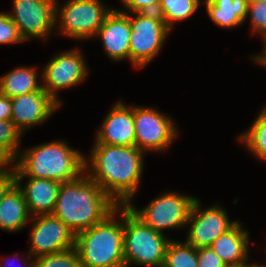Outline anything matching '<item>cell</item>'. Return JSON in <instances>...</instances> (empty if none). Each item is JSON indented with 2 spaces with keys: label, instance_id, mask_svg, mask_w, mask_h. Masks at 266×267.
Segmentation results:
<instances>
[{
  "label": "cell",
  "instance_id": "1",
  "mask_svg": "<svg viewBox=\"0 0 266 267\" xmlns=\"http://www.w3.org/2000/svg\"><path fill=\"white\" fill-rule=\"evenodd\" d=\"M91 148L85 155V173L118 206H127L141 185L147 154L135 146L93 144Z\"/></svg>",
  "mask_w": 266,
  "mask_h": 267
},
{
  "label": "cell",
  "instance_id": "2",
  "mask_svg": "<svg viewBox=\"0 0 266 267\" xmlns=\"http://www.w3.org/2000/svg\"><path fill=\"white\" fill-rule=\"evenodd\" d=\"M117 206L84 172L60 184L52 215L77 234L102 222Z\"/></svg>",
  "mask_w": 266,
  "mask_h": 267
},
{
  "label": "cell",
  "instance_id": "3",
  "mask_svg": "<svg viewBox=\"0 0 266 267\" xmlns=\"http://www.w3.org/2000/svg\"><path fill=\"white\" fill-rule=\"evenodd\" d=\"M84 161V153L58 139L20 150L13 165L15 177L44 178L62 183L83 174Z\"/></svg>",
  "mask_w": 266,
  "mask_h": 267
},
{
  "label": "cell",
  "instance_id": "4",
  "mask_svg": "<svg viewBox=\"0 0 266 267\" xmlns=\"http://www.w3.org/2000/svg\"><path fill=\"white\" fill-rule=\"evenodd\" d=\"M123 238L124 206H117L102 222L75 234L74 248L83 267H126Z\"/></svg>",
  "mask_w": 266,
  "mask_h": 267
},
{
  "label": "cell",
  "instance_id": "5",
  "mask_svg": "<svg viewBox=\"0 0 266 267\" xmlns=\"http://www.w3.org/2000/svg\"><path fill=\"white\" fill-rule=\"evenodd\" d=\"M166 235L153 230L124 206L125 266L162 267L168 243Z\"/></svg>",
  "mask_w": 266,
  "mask_h": 267
},
{
  "label": "cell",
  "instance_id": "6",
  "mask_svg": "<svg viewBox=\"0 0 266 267\" xmlns=\"http://www.w3.org/2000/svg\"><path fill=\"white\" fill-rule=\"evenodd\" d=\"M108 6L101 0H65L62 5L56 0L55 30L76 41L91 40L114 8Z\"/></svg>",
  "mask_w": 266,
  "mask_h": 267
},
{
  "label": "cell",
  "instance_id": "7",
  "mask_svg": "<svg viewBox=\"0 0 266 267\" xmlns=\"http://www.w3.org/2000/svg\"><path fill=\"white\" fill-rule=\"evenodd\" d=\"M125 13L131 26L130 62L142 69L160 54L171 30L158 12Z\"/></svg>",
  "mask_w": 266,
  "mask_h": 267
},
{
  "label": "cell",
  "instance_id": "8",
  "mask_svg": "<svg viewBox=\"0 0 266 267\" xmlns=\"http://www.w3.org/2000/svg\"><path fill=\"white\" fill-rule=\"evenodd\" d=\"M197 198L177 191H165L159 194L142 209L131 201L127 206L153 230L165 235L166 230H179L187 226L189 215Z\"/></svg>",
  "mask_w": 266,
  "mask_h": 267
},
{
  "label": "cell",
  "instance_id": "9",
  "mask_svg": "<svg viewBox=\"0 0 266 267\" xmlns=\"http://www.w3.org/2000/svg\"><path fill=\"white\" fill-rule=\"evenodd\" d=\"M80 51V48L68 49L52 56V59L42 68L41 81L42 88L49 94L60 106L63 105L59 97L60 91L71 87H77L88 78L89 66Z\"/></svg>",
  "mask_w": 266,
  "mask_h": 267
},
{
  "label": "cell",
  "instance_id": "10",
  "mask_svg": "<svg viewBox=\"0 0 266 267\" xmlns=\"http://www.w3.org/2000/svg\"><path fill=\"white\" fill-rule=\"evenodd\" d=\"M133 118L136 148L145 153L166 151L179 135L175 120L151 106L133 104Z\"/></svg>",
  "mask_w": 266,
  "mask_h": 267
},
{
  "label": "cell",
  "instance_id": "11",
  "mask_svg": "<svg viewBox=\"0 0 266 267\" xmlns=\"http://www.w3.org/2000/svg\"><path fill=\"white\" fill-rule=\"evenodd\" d=\"M10 19L17 25L25 42L49 40L55 29L56 0H12Z\"/></svg>",
  "mask_w": 266,
  "mask_h": 267
},
{
  "label": "cell",
  "instance_id": "12",
  "mask_svg": "<svg viewBox=\"0 0 266 267\" xmlns=\"http://www.w3.org/2000/svg\"><path fill=\"white\" fill-rule=\"evenodd\" d=\"M228 216V212L220 204L203 209L200 199L197 198L189 215L185 242L196 249L210 247L219 236L238 222L231 221Z\"/></svg>",
  "mask_w": 266,
  "mask_h": 267
},
{
  "label": "cell",
  "instance_id": "13",
  "mask_svg": "<svg viewBox=\"0 0 266 267\" xmlns=\"http://www.w3.org/2000/svg\"><path fill=\"white\" fill-rule=\"evenodd\" d=\"M28 254L33 258L75 247V233L52 214L31 217Z\"/></svg>",
  "mask_w": 266,
  "mask_h": 267
},
{
  "label": "cell",
  "instance_id": "14",
  "mask_svg": "<svg viewBox=\"0 0 266 267\" xmlns=\"http://www.w3.org/2000/svg\"><path fill=\"white\" fill-rule=\"evenodd\" d=\"M11 122L24 135L26 130L46 123L61 106L41 87L29 94L11 98Z\"/></svg>",
  "mask_w": 266,
  "mask_h": 267
},
{
  "label": "cell",
  "instance_id": "15",
  "mask_svg": "<svg viewBox=\"0 0 266 267\" xmlns=\"http://www.w3.org/2000/svg\"><path fill=\"white\" fill-rule=\"evenodd\" d=\"M127 105L122 100L113 104L96 129L93 144L136 147L133 105Z\"/></svg>",
  "mask_w": 266,
  "mask_h": 267
},
{
  "label": "cell",
  "instance_id": "16",
  "mask_svg": "<svg viewBox=\"0 0 266 267\" xmlns=\"http://www.w3.org/2000/svg\"><path fill=\"white\" fill-rule=\"evenodd\" d=\"M131 26L125 12L114 7L108 14L95 38L102 41L103 51L112 62H130Z\"/></svg>",
  "mask_w": 266,
  "mask_h": 267
},
{
  "label": "cell",
  "instance_id": "17",
  "mask_svg": "<svg viewBox=\"0 0 266 267\" xmlns=\"http://www.w3.org/2000/svg\"><path fill=\"white\" fill-rule=\"evenodd\" d=\"M15 183L22 191L31 217L52 214L61 182L35 177H15Z\"/></svg>",
  "mask_w": 266,
  "mask_h": 267
},
{
  "label": "cell",
  "instance_id": "18",
  "mask_svg": "<svg viewBox=\"0 0 266 267\" xmlns=\"http://www.w3.org/2000/svg\"><path fill=\"white\" fill-rule=\"evenodd\" d=\"M243 227L239 220L210 246L226 265L240 264L250 259L251 237L249 231Z\"/></svg>",
  "mask_w": 266,
  "mask_h": 267
},
{
  "label": "cell",
  "instance_id": "19",
  "mask_svg": "<svg viewBox=\"0 0 266 267\" xmlns=\"http://www.w3.org/2000/svg\"><path fill=\"white\" fill-rule=\"evenodd\" d=\"M31 219L22 191L15 183L0 202V230L20 232Z\"/></svg>",
  "mask_w": 266,
  "mask_h": 267
},
{
  "label": "cell",
  "instance_id": "20",
  "mask_svg": "<svg viewBox=\"0 0 266 267\" xmlns=\"http://www.w3.org/2000/svg\"><path fill=\"white\" fill-rule=\"evenodd\" d=\"M35 66H19L0 76V93L11 98L32 93L42 87V76Z\"/></svg>",
  "mask_w": 266,
  "mask_h": 267
},
{
  "label": "cell",
  "instance_id": "21",
  "mask_svg": "<svg viewBox=\"0 0 266 267\" xmlns=\"http://www.w3.org/2000/svg\"><path fill=\"white\" fill-rule=\"evenodd\" d=\"M207 15L217 27L231 29L246 21L247 0H202Z\"/></svg>",
  "mask_w": 266,
  "mask_h": 267
},
{
  "label": "cell",
  "instance_id": "22",
  "mask_svg": "<svg viewBox=\"0 0 266 267\" xmlns=\"http://www.w3.org/2000/svg\"><path fill=\"white\" fill-rule=\"evenodd\" d=\"M262 108L249 129L240 133L237 139L245 145L250 155L266 162V106Z\"/></svg>",
  "mask_w": 266,
  "mask_h": 267
},
{
  "label": "cell",
  "instance_id": "23",
  "mask_svg": "<svg viewBox=\"0 0 266 267\" xmlns=\"http://www.w3.org/2000/svg\"><path fill=\"white\" fill-rule=\"evenodd\" d=\"M201 0H160L157 12L172 31L176 22L186 21L201 7Z\"/></svg>",
  "mask_w": 266,
  "mask_h": 267
},
{
  "label": "cell",
  "instance_id": "24",
  "mask_svg": "<svg viewBox=\"0 0 266 267\" xmlns=\"http://www.w3.org/2000/svg\"><path fill=\"white\" fill-rule=\"evenodd\" d=\"M22 133L11 121L0 120V164H13L21 150Z\"/></svg>",
  "mask_w": 266,
  "mask_h": 267
},
{
  "label": "cell",
  "instance_id": "25",
  "mask_svg": "<svg viewBox=\"0 0 266 267\" xmlns=\"http://www.w3.org/2000/svg\"><path fill=\"white\" fill-rule=\"evenodd\" d=\"M162 267H198L197 249L171 238Z\"/></svg>",
  "mask_w": 266,
  "mask_h": 267
},
{
  "label": "cell",
  "instance_id": "26",
  "mask_svg": "<svg viewBox=\"0 0 266 267\" xmlns=\"http://www.w3.org/2000/svg\"><path fill=\"white\" fill-rule=\"evenodd\" d=\"M36 267H83L75 248L34 258Z\"/></svg>",
  "mask_w": 266,
  "mask_h": 267
},
{
  "label": "cell",
  "instance_id": "27",
  "mask_svg": "<svg viewBox=\"0 0 266 267\" xmlns=\"http://www.w3.org/2000/svg\"><path fill=\"white\" fill-rule=\"evenodd\" d=\"M251 34L262 36L266 32V1L248 3L247 16Z\"/></svg>",
  "mask_w": 266,
  "mask_h": 267
},
{
  "label": "cell",
  "instance_id": "28",
  "mask_svg": "<svg viewBox=\"0 0 266 267\" xmlns=\"http://www.w3.org/2000/svg\"><path fill=\"white\" fill-rule=\"evenodd\" d=\"M24 42L17 25L10 19L8 12H0V45H13Z\"/></svg>",
  "mask_w": 266,
  "mask_h": 267
},
{
  "label": "cell",
  "instance_id": "29",
  "mask_svg": "<svg viewBox=\"0 0 266 267\" xmlns=\"http://www.w3.org/2000/svg\"><path fill=\"white\" fill-rule=\"evenodd\" d=\"M122 12L137 13V12H157L160 0H121Z\"/></svg>",
  "mask_w": 266,
  "mask_h": 267
},
{
  "label": "cell",
  "instance_id": "30",
  "mask_svg": "<svg viewBox=\"0 0 266 267\" xmlns=\"http://www.w3.org/2000/svg\"><path fill=\"white\" fill-rule=\"evenodd\" d=\"M198 267H226L211 247L197 249Z\"/></svg>",
  "mask_w": 266,
  "mask_h": 267
},
{
  "label": "cell",
  "instance_id": "31",
  "mask_svg": "<svg viewBox=\"0 0 266 267\" xmlns=\"http://www.w3.org/2000/svg\"><path fill=\"white\" fill-rule=\"evenodd\" d=\"M15 184L13 164H0V202L7 191Z\"/></svg>",
  "mask_w": 266,
  "mask_h": 267
},
{
  "label": "cell",
  "instance_id": "32",
  "mask_svg": "<svg viewBox=\"0 0 266 267\" xmlns=\"http://www.w3.org/2000/svg\"><path fill=\"white\" fill-rule=\"evenodd\" d=\"M12 104L11 99L0 93V120L11 121Z\"/></svg>",
  "mask_w": 266,
  "mask_h": 267
},
{
  "label": "cell",
  "instance_id": "33",
  "mask_svg": "<svg viewBox=\"0 0 266 267\" xmlns=\"http://www.w3.org/2000/svg\"><path fill=\"white\" fill-rule=\"evenodd\" d=\"M261 38L263 39L262 42L264 44L263 52L259 54H253L250 58L252 61H254V64L257 63L258 65L266 68V32L261 36Z\"/></svg>",
  "mask_w": 266,
  "mask_h": 267
},
{
  "label": "cell",
  "instance_id": "34",
  "mask_svg": "<svg viewBox=\"0 0 266 267\" xmlns=\"http://www.w3.org/2000/svg\"><path fill=\"white\" fill-rule=\"evenodd\" d=\"M24 262H26L27 264V266H24V267H36V265H35V262H34V258L32 257V256H30L29 254H28V252H27V254L24 256ZM13 260H15V258L13 259ZM6 262V261H5ZM3 263V261L1 262L0 261V267H14L13 265H14V263H13V265L12 264H10V266H8L6 263ZM12 262V261H11ZM16 267V266H15Z\"/></svg>",
  "mask_w": 266,
  "mask_h": 267
},
{
  "label": "cell",
  "instance_id": "35",
  "mask_svg": "<svg viewBox=\"0 0 266 267\" xmlns=\"http://www.w3.org/2000/svg\"><path fill=\"white\" fill-rule=\"evenodd\" d=\"M261 263L258 262H249V259L245 262H242L240 264H234V265H226V267H258Z\"/></svg>",
  "mask_w": 266,
  "mask_h": 267
},
{
  "label": "cell",
  "instance_id": "36",
  "mask_svg": "<svg viewBox=\"0 0 266 267\" xmlns=\"http://www.w3.org/2000/svg\"><path fill=\"white\" fill-rule=\"evenodd\" d=\"M266 0H247V3L262 2Z\"/></svg>",
  "mask_w": 266,
  "mask_h": 267
}]
</instances>
